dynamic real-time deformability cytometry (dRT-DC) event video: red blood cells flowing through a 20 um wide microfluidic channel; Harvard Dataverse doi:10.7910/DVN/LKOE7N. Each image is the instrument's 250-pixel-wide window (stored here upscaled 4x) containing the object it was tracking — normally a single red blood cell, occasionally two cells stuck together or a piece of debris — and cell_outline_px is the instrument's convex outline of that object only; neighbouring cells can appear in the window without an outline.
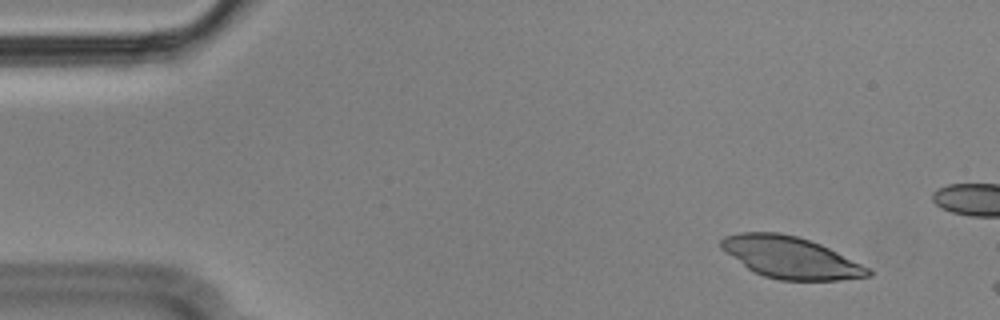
{"species": "Egyptian fruit bat (a non-hibernating species)", "species_latin": "Rousettus aegyptiacus", "temperature_condition": "cold", "stored_images_in_passage": 10, "camera_frame_rate_fps": 3000, "um_per_image_px": 0.085, "animal": {"sex": "male"}, "frame": {"image": 1, "passage_image": 2, "time_ms": 0.333, "image_size_px": [1000, 320], "cell_outline_px": [[872, 276], [840, 280], [780, 280], [764, 276], [752, 272], [720, 248], [720, 240], [724, 236], [740, 232], [780, 232], [796, 236], [820, 244], [868, 268], [872, 272]], "centroid_in_image_um": [67.14, 21.89], "position_along_channel_um": 17.9, "area_um2": 35.43}}